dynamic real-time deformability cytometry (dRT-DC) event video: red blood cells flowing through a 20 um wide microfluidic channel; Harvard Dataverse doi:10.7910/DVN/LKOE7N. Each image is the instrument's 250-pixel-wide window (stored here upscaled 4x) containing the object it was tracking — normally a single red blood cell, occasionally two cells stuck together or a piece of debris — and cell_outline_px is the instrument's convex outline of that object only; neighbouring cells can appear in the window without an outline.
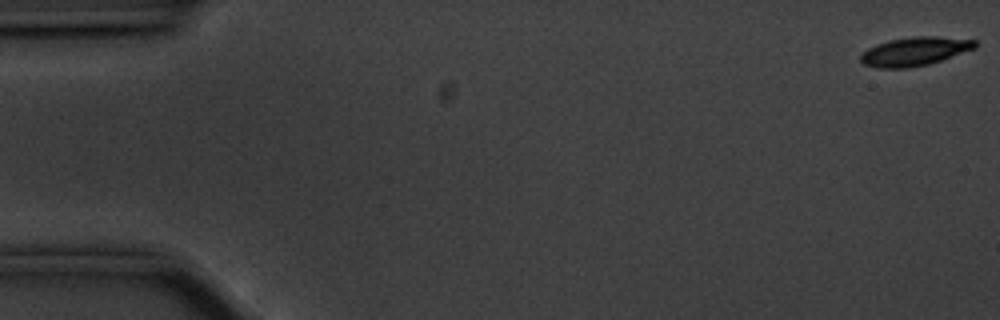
{"species": "common noctule bat (a hibernating species)", "species_latin": "Nyctalus noctula", "temperature_condition": "cold", "stored_images_in_passage": 57, "camera_frame_rate_fps": 3000, "um_per_image_px": 0.085, "animal": {"sex": "male", "body_mass_g": 20.1, "forearm_length_mm": 53.5}, "frame": {"image": 1, "passage_image": 1, "time_ms": 0.0, "image_size_px": [1000, 320], "cell_outline_px": [[976, 48], [928, 64], [908, 68], [876, 68], [864, 64], [860, 60], [860, 56], [868, 48], [888, 40], [912, 36], [936, 36], [976, 40]], "centroid_in_image_um": [77.73, 4.36], "position_along_channel_um": 7.3, "area_um2": 19.02}}
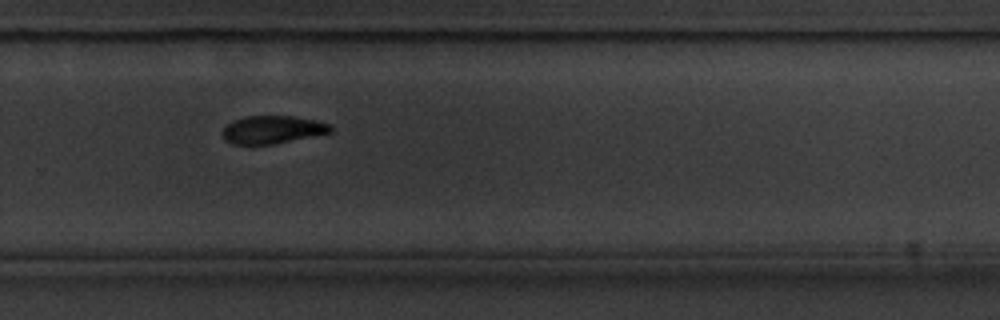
{"frame": {"image": 2, "passage_image": 38, "time_ms": 12.333, "image_size_px": [1000, 320], "cell_outline_px": [[332, 132], [272, 144], [232, 144], [224, 140], [224, 128], [232, 120], [248, 116], [292, 116], [316, 120], [332, 124]], "centroid_in_image_um": [23.18, 11.01], "position_along_channel_um": 306.6, "area_um2": 17.4}}
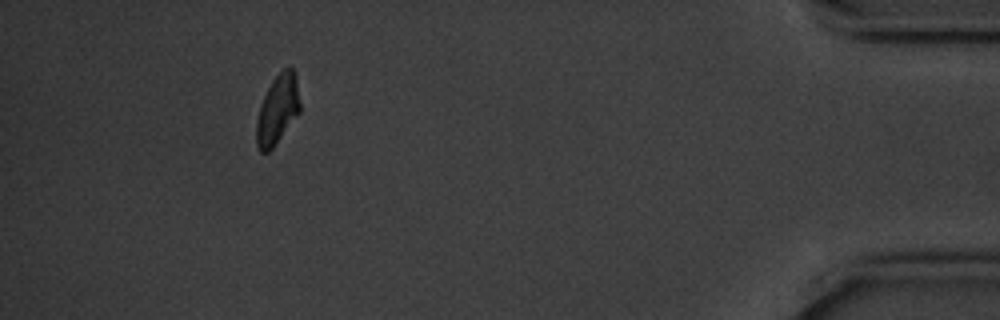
{"frame": {"image": 3, "passage_image": 52, "time_ms": 17.0, "image_size_px": [1000, 320], "cell_outline_px": [[300, 112], [272, 148], [268, 152], [260, 152], [256, 144], [256, 120], [260, 104], [272, 80], [284, 68], [292, 68], [296, 72], [300, 104]], "centroid_in_image_um": [23.59, 9.31], "position_along_channel_um": 411.6, "area_um2": 17.57}, "authors_computed_cell_mechanics": {"area_um2": 19.0162, "velocity_mm_per_s": 3.5392, "shape_relaxation_time_tau1_ms": 2.9274, "shape_relaxation_time_tau2_ms": null, "deformation_change_tau1": 0.1144, "deformation_change_tau2": null}}